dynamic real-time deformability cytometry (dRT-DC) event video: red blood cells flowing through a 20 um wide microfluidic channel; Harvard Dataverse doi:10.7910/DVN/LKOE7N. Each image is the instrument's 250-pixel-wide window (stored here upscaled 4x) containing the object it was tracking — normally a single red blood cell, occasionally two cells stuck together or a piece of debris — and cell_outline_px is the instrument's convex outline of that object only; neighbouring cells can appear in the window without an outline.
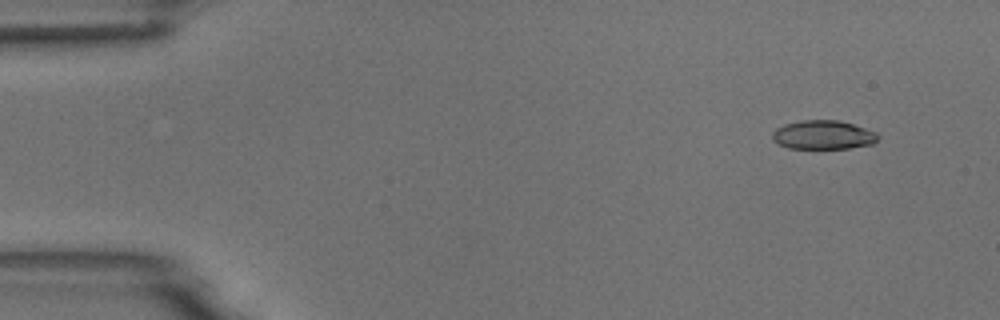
{"species": "common noctule bat (a hibernating species)", "species_latin": "Nyctalus noctula", "temperature_condition": "room temperature", "stored_images_in_passage": 5, "camera_frame_rate_fps": 3000, "um_per_image_px": 0.085, "animal": {"sex": "male", "body_mass_g": 18.8}, "frame": {"image": 1, "passage_image": 2, "time_ms": 1.0, "image_size_px": [1000, 320], "cell_outline_px": [[880, 136], [872, 144], [848, 148], [788, 148], [776, 144], [772, 140], [772, 132], [776, 128], [784, 124], [800, 120], [840, 120], [876, 132]], "centroid_in_image_um": [69.92, 11.46], "position_along_channel_um": 15.1, "area_um2": 17.86}}
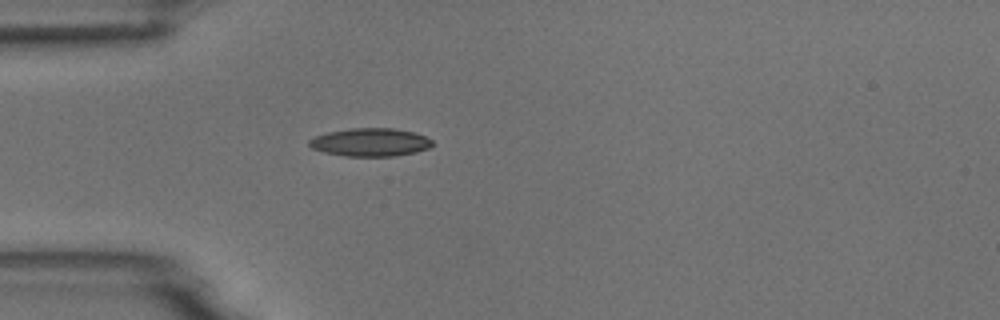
{"frame": {"image": 2, "passage_image": 5, "time_ms": 4.667, "image_size_px": [1000, 320], "cell_outline_px": [[432, 144], [428, 148], [416, 152], [392, 156], [344, 156], [324, 152], [312, 148], [308, 144], [308, 140], [316, 136], [328, 132], [352, 128], [392, 128], [412, 132], [424, 136], [432, 140]], "centroid_in_image_um": [31.45, 12.09], "position_along_channel_um": 53.6, "area_um2": 20.0}}